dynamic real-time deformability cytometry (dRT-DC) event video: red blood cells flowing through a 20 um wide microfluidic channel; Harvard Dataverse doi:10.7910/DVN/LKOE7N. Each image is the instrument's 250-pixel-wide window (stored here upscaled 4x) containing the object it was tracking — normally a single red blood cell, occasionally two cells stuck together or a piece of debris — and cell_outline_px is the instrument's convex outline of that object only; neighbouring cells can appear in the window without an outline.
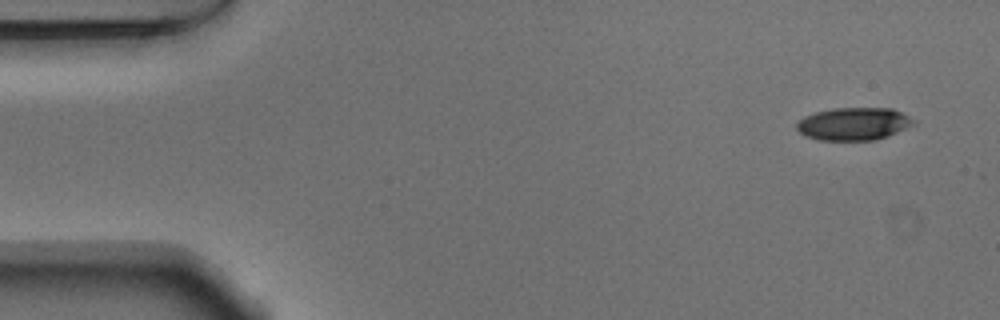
{"species": "Egyptian fruit bat (a non-hibernating species)", "species_latin": "Rousettus aegyptiacus", "temperature_condition": "warm", "stored_images_in_passage": 51, "camera_frame_rate_fps": 3000, "um_per_image_px": 0.085, "animal": {"sex": "male"}, "frame": {"image": 1, "passage_image": 1, "time_ms": 0.0, "image_size_px": [1000, 320], "cell_outline_px": [[916, 124], [888, 136], [876, 140], [820, 140], [804, 136], [796, 128], [796, 124], [804, 116], [816, 112], [832, 108], [892, 108], [916, 120]], "centroid_in_image_um": [72.57, 10.53], "position_along_channel_um": 12.4, "area_um2": 22.37}}
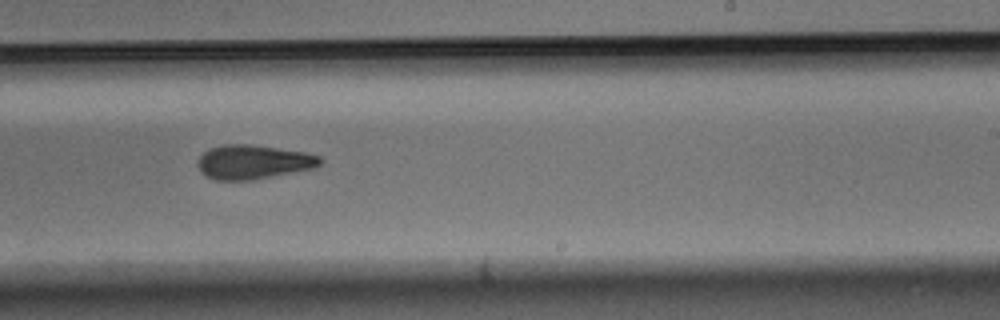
{"frame": {"image": 2, "passage_image": 30, "time_ms": 9.667, "image_size_px": [1000, 320], "cell_outline_px": [[324, 160], [316, 168], [252, 180], [216, 180], [204, 176], [200, 172], [196, 164], [200, 156], [204, 152], [212, 148], [224, 144], [252, 144], [304, 152], [320, 156]], "centroid_in_image_um": [21.53, 13.77], "position_along_channel_um": 267.5, "area_um2": 24.57}}
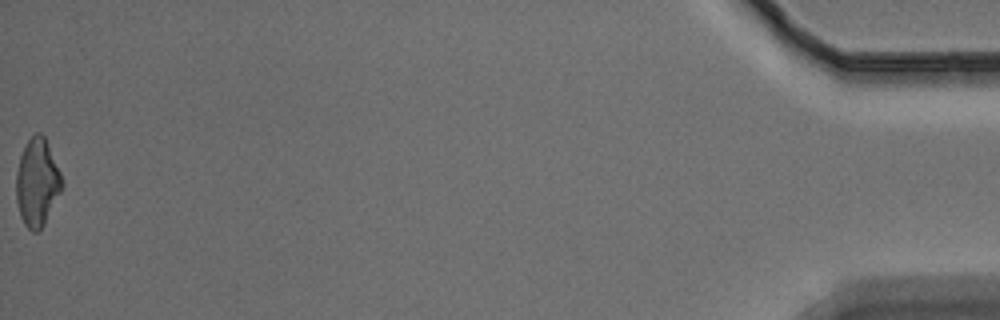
{"frame": {"image": 3, "passage_image": 51, "time_ms": 16.667, "image_size_px": [1000, 320], "cell_outline_px": [[64, 184], [44, 224], [36, 232], [32, 232], [24, 224], [20, 216], [16, 200], [16, 172], [20, 156], [28, 140], [36, 132], [40, 132], [44, 136], [60, 172]], "centroid_in_image_um": [3.15, 15.52], "position_along_channel_um": 432.1, "area_um2": 23.12}, "authors_computed_cell_mechanics": {"area_um2": 23.7558, "velocity_mm_per_s": 3.8014, "shape_relaxation_time_tau1_ms": 4.1121, "shape_relaxation_time_tau2_ms": 8.716, "deformation_change_tau1": 0.155, "deformation_change_tau2": 0.1994}}